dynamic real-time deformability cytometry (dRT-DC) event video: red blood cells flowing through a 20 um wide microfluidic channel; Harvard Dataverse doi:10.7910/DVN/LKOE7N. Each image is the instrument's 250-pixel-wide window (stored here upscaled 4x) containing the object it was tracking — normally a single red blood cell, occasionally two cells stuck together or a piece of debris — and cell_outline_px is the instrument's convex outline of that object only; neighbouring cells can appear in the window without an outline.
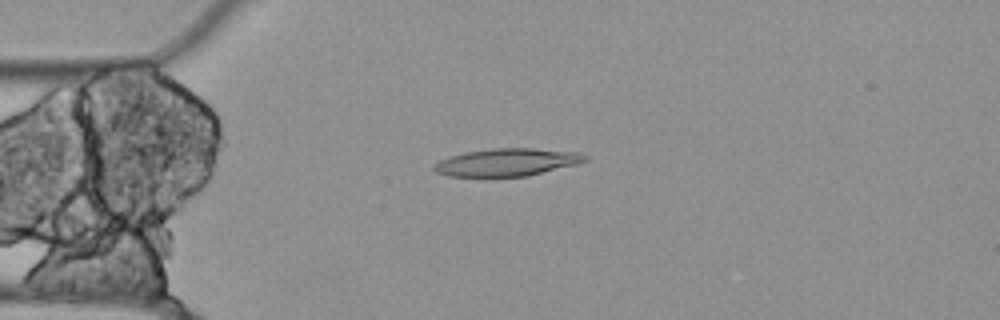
{"species": "Egyptian fruit bat (a non-hibernating species)", "species_latin": "Rousettus aegyptiacus", "temperature_condition": "cold", "stored_images_in_passage": 43, "camera_frame_rate_fps": 3000, "um_per_image_px": 0.085, "animal": {"sex": "female"}, "frame": {"image": 1, "passage_image": 7, "time_ms": 2.0, "image_size_px": [1000, 320], "cell_outline_px": [[588, 160], [576, 164], [528, 176], [448, 176], [436, 172], [432, 168], [432, 164], [440, 160], [464, 152], [492, 148], [532, 148], [580, 152], [588, 156]], "centroid_in_image_um": [43.1, 13.78], "position_along_channel_um": 41.9, "area_um2": 24.28}}
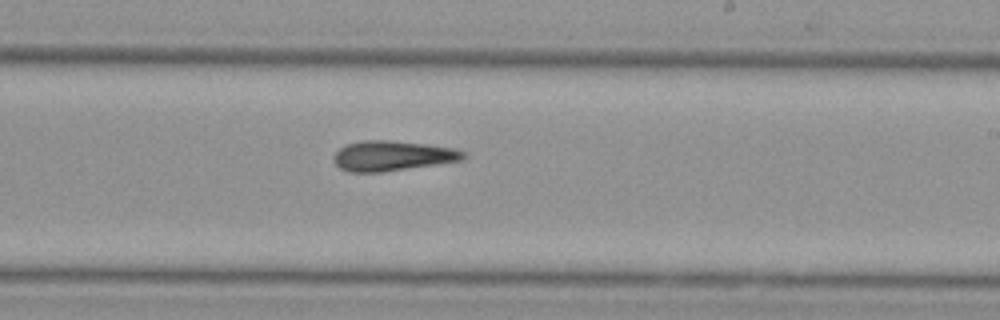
{"frame": {"image": 2, "passage_image": 26, "time_ms": 8.333, "image_size_px": [1000, 320], "cell_outline_px": [[468, 156], [464, 160], [380, 172], [348, 172], [340, 168], [332, 160], [336, 152], [340, 148], [348, 144], [364, 140], [388, 140], [424, 144], [456, 148], [464, 152]], "centroid_in_image_um": [33.37, 13.24], "position_along_channel_um": 255.6, "area_um2": 22.6}}
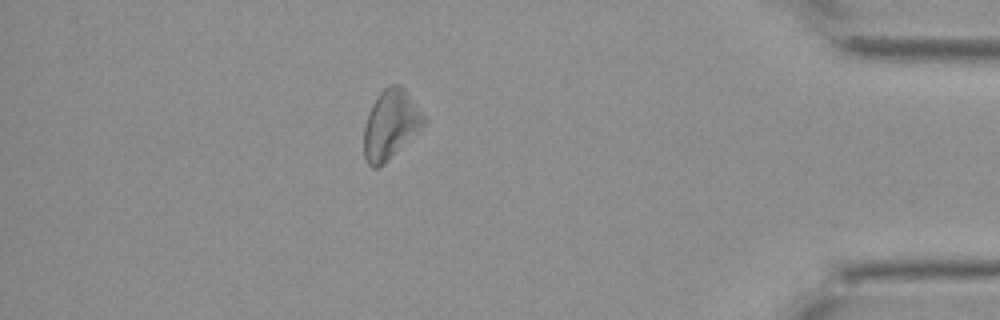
{"frame": {"image": 3, "passage_image": 42, "time_ms": 13.667, "image_size_px": [1000, 320], "cell_outline_px": [[428, 124], [384, 164], [376, 168], [372, 168], [368, 164], [364, 156], [364, 128], [368, 112], [372, 104], [380, 92], [388, 84], [400, 84], [404, 88], [428, 120]], "centroid_in_image_um": [33.23, 10.59], "position_along_channel_um": 402.0, "area_um2": 24.51}}